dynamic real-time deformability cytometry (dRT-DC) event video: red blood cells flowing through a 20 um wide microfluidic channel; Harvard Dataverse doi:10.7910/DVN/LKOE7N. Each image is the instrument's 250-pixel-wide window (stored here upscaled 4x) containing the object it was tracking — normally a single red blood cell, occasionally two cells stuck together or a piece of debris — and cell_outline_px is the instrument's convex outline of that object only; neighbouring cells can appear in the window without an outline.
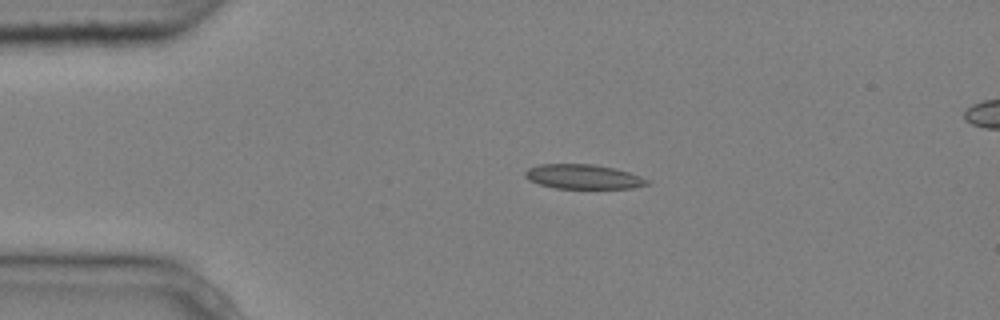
{"species": "common noctule bat (a hibernating species)", "species_latin": "Nyctalus noctula", "temperature_condition": "cold", "stored_images_in_passage": 3, "camera_frame_rate_fps": 3000, "um_per_image_px": 0.085, "animal": {"sex": "male", "body_mass_g": 20.4}, "frame": {"image": 1, "passage_image": 1, "time_ms": 0.0, "image_size_px": [1000, 320], "cell_outline_px": [[652, 184], [632, 188], [556, 188], [540, 184], [528, 180], [524, 176], [524, 172], [528, 168], [540, 164], [596, 164], [616, 168], [652, 180]], "centroid_in_image_um": [49.62, 15.01], "position_along_channel_um": 35.4, "area_um2": 17.63}}
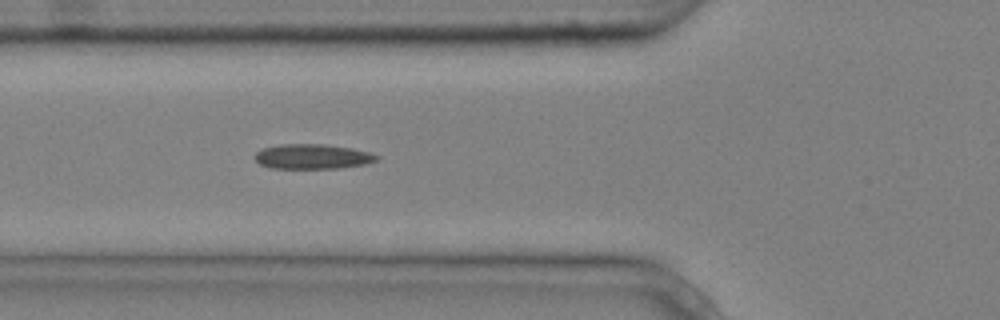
{"frame": {"image": 2, "passage_image": 3, "time_ms": 0.667, "image_size_px": [1000, 320], "cell_outline_px": [[380, 156], [376, 160], [364, 164], [340, 168], [272, 168], [260, 164], [256, 160], [256, 152], [264, 148], [280, 144], [324, 144], [352, 148], [368, 152]], "centroid_in_image_um": [26.57, 13.3], "position_along_channel_um": 99.2, "area_um2": 17.46}}